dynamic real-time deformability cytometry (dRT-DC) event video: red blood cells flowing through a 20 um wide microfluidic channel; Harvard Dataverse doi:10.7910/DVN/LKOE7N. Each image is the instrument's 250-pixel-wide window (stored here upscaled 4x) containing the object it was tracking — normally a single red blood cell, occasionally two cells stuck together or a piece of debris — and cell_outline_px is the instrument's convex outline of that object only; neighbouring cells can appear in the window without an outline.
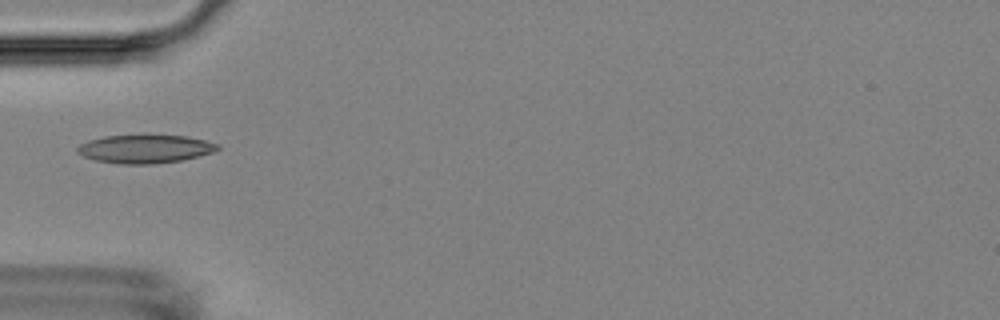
{"species": "Egyptian fruit bat (a non-hibernating species)", "species_latin": "Rousettus aegyptiacus", "temperature_condition": "room temperature", "stored_images_in_passage": 6, "camera_frame_rate_fps": 3000, "um_per_image_px": 0.085, "animal": {"sex": "female"}, "frame": {"image": 1, "passage_image": 5, "time_ms": 5.667, "image_size_px": [1000, 320], "cell_outline_px": [[220, 148], [212, 152], [200, 156], [180, 160], [156, 164], [120, 164], [96, 160], [84, 156], [76, 152], [76, 148], [80, 144], [88, 140], [104, 136], [188, 136], [220, 144]], "centroid_in_image_um": [12.33, 12.67], "position_along_channel_um": 72.7, "area_um2": 23.0}}